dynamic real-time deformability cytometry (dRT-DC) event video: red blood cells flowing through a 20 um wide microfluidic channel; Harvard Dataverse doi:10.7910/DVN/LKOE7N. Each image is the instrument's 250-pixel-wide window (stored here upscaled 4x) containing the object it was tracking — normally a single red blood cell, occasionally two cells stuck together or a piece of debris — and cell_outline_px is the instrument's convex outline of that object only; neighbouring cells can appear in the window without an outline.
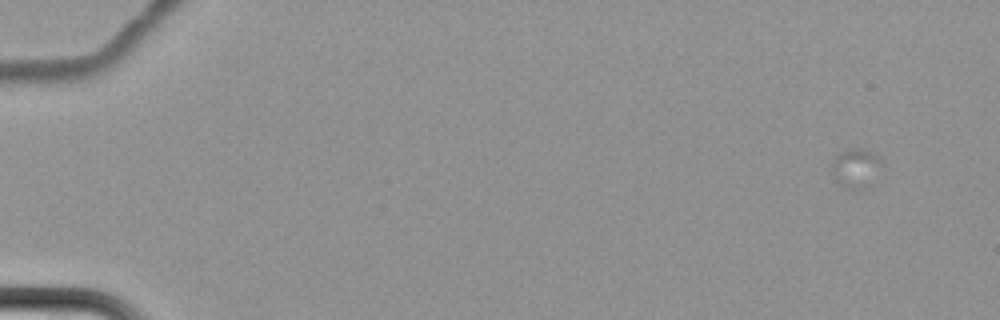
{"species": "common noctule bat (a hibernating species)", "species_latin": "Nyctalus noctula", "temperature_condition": "cold", "stored_images_in_passage": 7, "camera_frame_rate_fps": 3000, "um_per_image_px": 0.085, "animal": {"sex": "female", "body_mass_g": 22.7, "forearm_length_mm": 54.2}, "frame": {"image": 1, "passage_image": 1, "time_ms": 0.0, "image_size_px": [1000, 320], "cell_outline_px": [[884, 164], [872, 184], [868, 188], [852, 192], [844, 188], [828, 172], [832, 160], [836, 156], [848, 148], [860, 148], [880, 156]], "centroid_in_image_um": [72.74, 14.34], "position_along_channel_um": 12.3, "area_um2": 12.25}}